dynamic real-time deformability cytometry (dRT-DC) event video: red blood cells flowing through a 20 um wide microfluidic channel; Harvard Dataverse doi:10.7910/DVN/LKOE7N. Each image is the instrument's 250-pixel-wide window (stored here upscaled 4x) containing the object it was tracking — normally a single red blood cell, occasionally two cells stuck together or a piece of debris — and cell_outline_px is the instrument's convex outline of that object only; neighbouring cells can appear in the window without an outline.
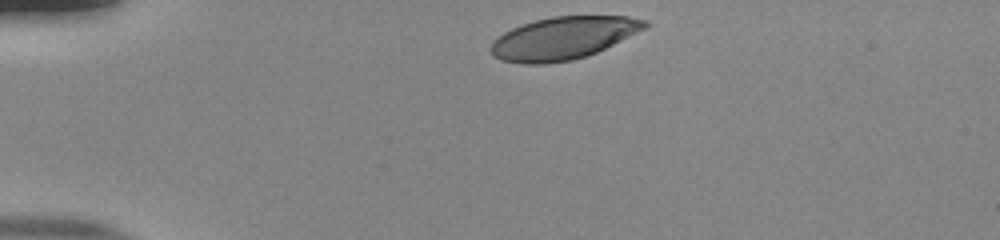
{"species": "human", "species_latin": "Homo sapiens", "temperature_condition": "room temperature", "stored_images_in_passage": 34, "camera_frame_rate_fps": 3000, "um_per_image_px": 0.085, "donor": {"sex": "male"}, "frame": {"image": 1, "passage_image": 1, "time_ms": 0.0, "image_size_px": [1000, 240], "cell_outline_px": [[648, 28], [596, 52], [572, 60], [544, 64], [524, 64], [500, 60], [492, 56], [488, 48], [492, 40], [504, 32], [520, 24], [552, 16], [628, 16], [648, 20]], "centroid_in_image_um": [47.84, 3.24], "position_along_channel_um": 37.2, "area_um2": 38.49}}
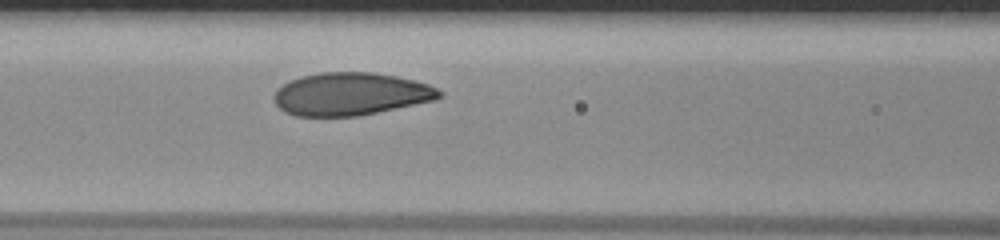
{"frame": {"image": 2, "passage_image": 13, "time_ms": 4.0, "image_size_px": [1000, 240], "cell_outline_px": [[444, 96], [436, 100], [360, 116], [296, 116], [284, 112], [276, 104], [276, 92], [284, 84], [300, 76], [320, 72], [372, 72], [396, 76], [428, 84], [436, 88]], "centroid_in_image_um": [29.85, 7.99], "position_along_channel_um": 136.8, "area_um2": 41.04}}
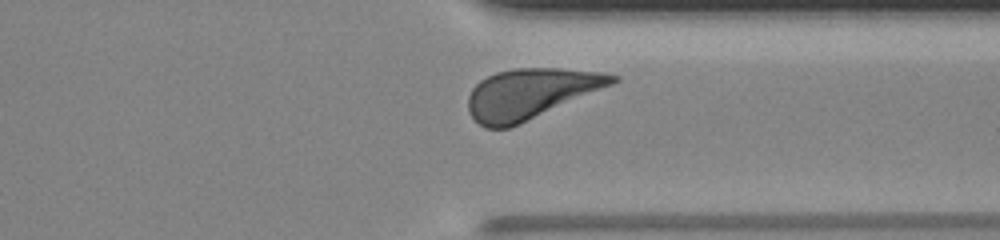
{"frame": {"image": 3, "passage_image": 31, "time_ms": 10.0, "image_size_px": [1000, 240], "cell_outline_px": [[620, 80], [612, 84], [520, 124], [508, 128], [484, 128], [468, 112], [468, 96], [472, 88], [480, 80], [496, 72], [516, 68], [560, 68], [604, 72], [620, 76]], "centroid_in_image_um": [45.08, 7.95], "position_along_channel_um": 366.3, "area_um2": 42.02}, "authors_computed_cell_mechanics": {"area_um2": 41.1536, "velocity_mm_per_s": 3.8337, "shape_relaxation_time_tau1_ms": 3.1595, "shape_relaxation_time_tau2_ms": 1.0864, "deformation_change_tau1": 0.167, "deformation_change_tau2": 0.0721}}